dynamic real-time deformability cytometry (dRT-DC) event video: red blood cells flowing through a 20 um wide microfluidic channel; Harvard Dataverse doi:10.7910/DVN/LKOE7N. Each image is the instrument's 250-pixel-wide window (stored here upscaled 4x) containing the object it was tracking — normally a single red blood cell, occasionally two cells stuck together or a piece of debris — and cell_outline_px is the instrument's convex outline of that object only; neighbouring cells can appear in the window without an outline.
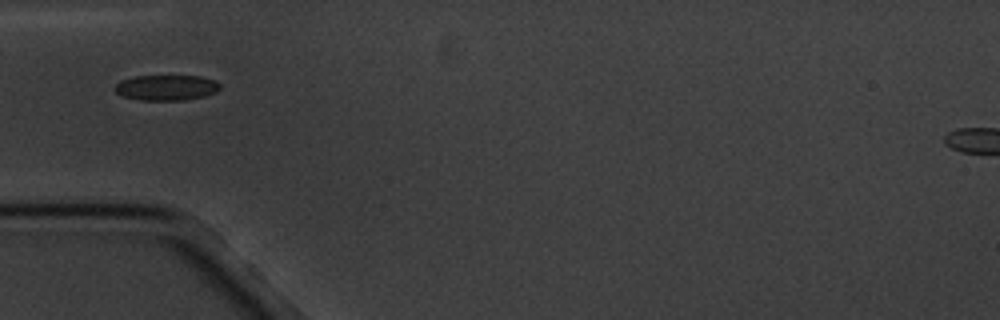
{"species": "common noctule bat (a hibernating species)", "species_latin": "Nyctalus noctula", "temperature_condition": "cold", "stored_images_in_passage": 8, "camera_frame_rate_fps": 3000, "um_per_image_px": 0.085, "animal": {"sex": "male", "body_mass_g": 20.1, "forearm_length_mm": 53.5}, "frame": {"image": 1, "passage_image": 6, "time_ms": 6.0, "image_size_px": [1000, 320], "cell_outline_px": [[220, 88], [216, 92], [204, 96], [184, 100], [136, 100], [120, 96], [112, 88], [120, 80], [132, 76], [200, 76], [212, 80], [220, 84]], "centroid_in_image_um": [14.06, 7.45], "position_along_channel_um": 70.9, "area_um2": 15.78}}
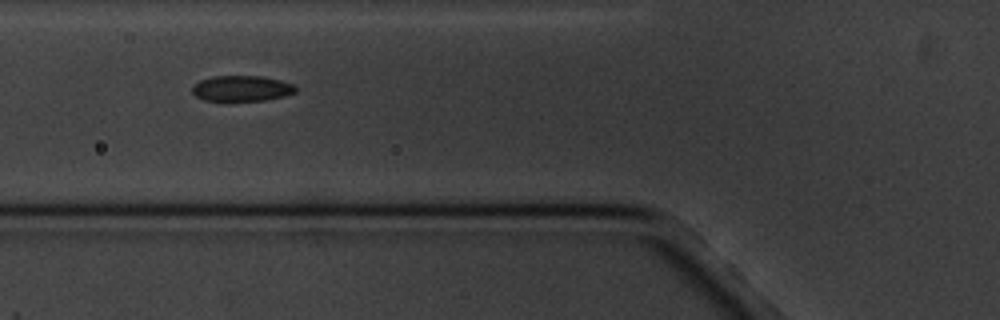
{"frame": {"image": 2, "passage_image": 7, "time_ms": 7.0, "image_size_px": [1000, 320], "cell_outline_px": [[296, 92], [284, 96], [264, 100], [204, 100], [196, 96], [192, 92], [192, 88], [200, 80], [212, 76], [264, 76], [296, 84]], "centroid_in_image_um": [20.58, 7.5], "position_along_channel_um": 105.2, "area_um2": 15.37}}
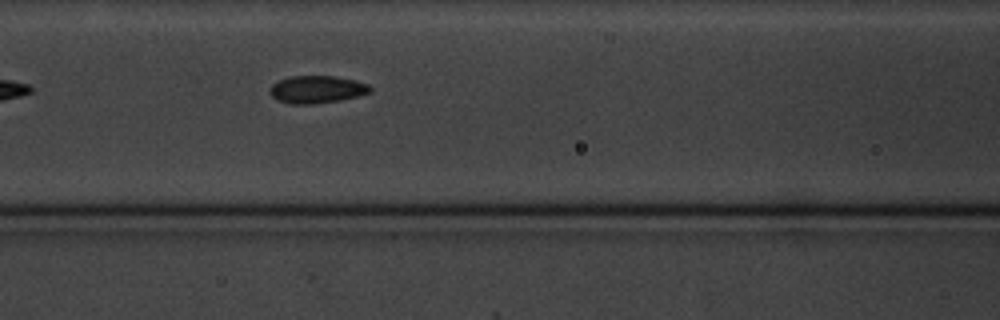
{"frame": {"image": 3, "passage_image": 8, "time_ms": 8.0, "image_size_px": [1000, 320], "cell_outline_px": [[372, 92], [340, 100], [312, 104], [292, 104], [276, 100], [268, 92], [268, 88], [272, 84], [288, 76], [336, 76], [356, 80], [368, 84], [372, 88]], "centroid_in_image_um": [26.91, 7.59], "position_along_channel_um": 139.7, "area_um2": 16.24}}